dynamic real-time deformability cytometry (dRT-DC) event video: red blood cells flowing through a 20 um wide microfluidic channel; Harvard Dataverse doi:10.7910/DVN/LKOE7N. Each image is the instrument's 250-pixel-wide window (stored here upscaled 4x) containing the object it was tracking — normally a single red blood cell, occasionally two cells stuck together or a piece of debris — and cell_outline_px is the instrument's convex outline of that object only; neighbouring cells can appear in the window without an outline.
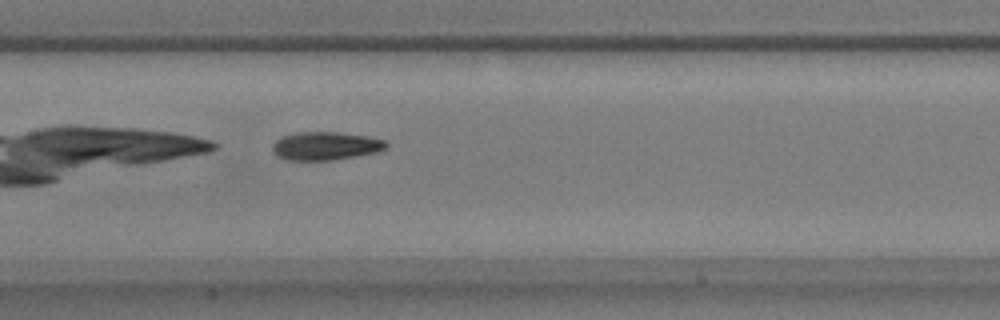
{"species": "common noctule bat (a hibernating species)", "species_latin": "Nyctalus noctula", "temperature_condition": "warm", "stored_images_in_passage": 24, "camera_frame_rate_fps": 3000, "um_per_image_px": 0.085, "animal": {"sex": "male", "body_mass_g": 17.9}, "frame": {"image": 1, "passage_image": 11, "time_ms": 3.333, "image_size_px": [1000, 320], "cell_outline_px": [[388, 148], [376, 152], [356, 156], [332, 160], [288, 160], [276, 156], [272, 152], [272, 144], [276, 140], [284, 136], [296, 132], [336, 132], [368, 136], [384, 140], [388, 144]], "centroid_in_image_um": [27.66, 12.4], "position_along_channel_um": 179.7, "area_um2": 18.79}}
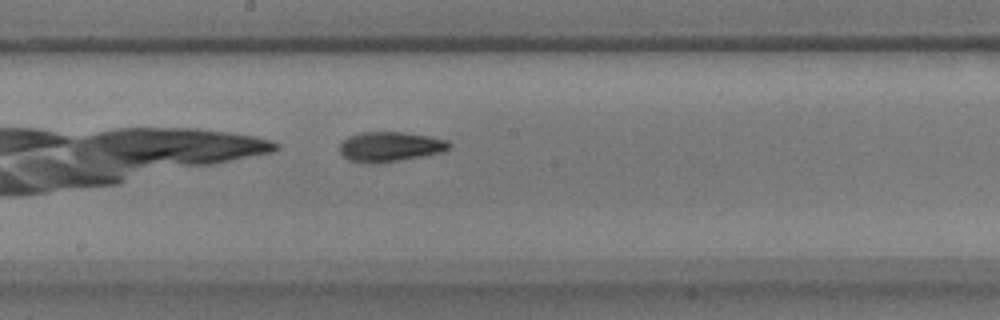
{"frame": {"image": 2, "passage_image": 14, "time_ms": 4.333, "image_size_px": [1000, 320], "cell_outline_px": [[452, 144], [444, 152], [400, 160], [376, 164], [368, 164], [348, 160], [340, 152], [340, 144], [348, 136], [360, 132], [404, 132], [432, 136], [448, 140]], "centroid_in_image_um": [33.17, 12.47], "position_along_channel_um": 215.0, "area_um2": 19.31}}
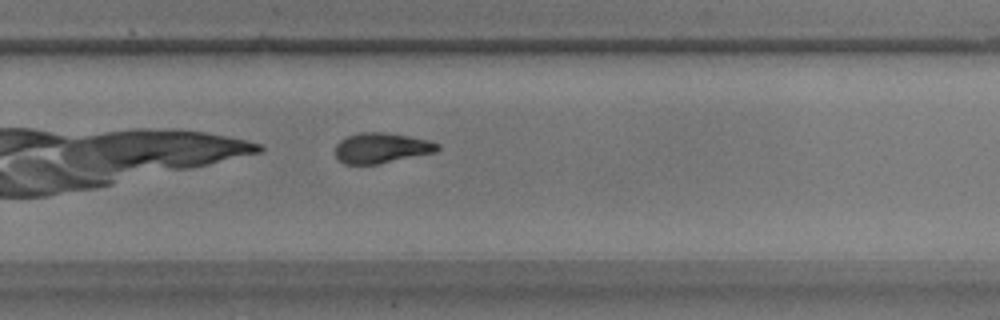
{"frame": {"image": 3, "passage_image": 21, "time_ms": 6.667, "image_size_px": [1000, 320], "cell_outline_px": [[440, 148], [436, 152], [376, 164], [344, 164], [336, 156], [336, 144], [340, 140], [348, 136], [360, 132], [384, 132], [408, 136], [428, 140], [440, 144]], "centroid_in_image_um": [32.43, 12.57], "position_along_channel_um": 297.4, "area_um2": 17.92}}